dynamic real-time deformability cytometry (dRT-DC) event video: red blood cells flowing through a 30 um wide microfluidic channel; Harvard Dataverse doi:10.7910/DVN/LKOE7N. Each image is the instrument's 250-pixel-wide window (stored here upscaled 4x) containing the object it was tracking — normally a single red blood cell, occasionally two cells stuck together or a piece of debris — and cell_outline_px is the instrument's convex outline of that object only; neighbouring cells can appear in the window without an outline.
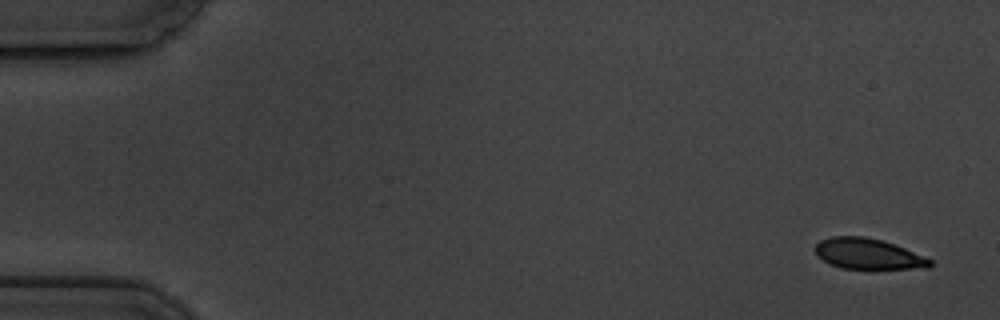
{"species": "common noctule bat (a hibernating species)", "species_latin": "Nyctalus noctula", "temperature_condition": "cold", "stored_images_in_passage": 6, "camera_frame_rate_fps": 3000, "um_per_image_px": 0.085, "animal": {"sex": "male", "body_mass_g": 19.5, "forearm_length_mm": 54.6}, "frame": {"image": 1, "passage_image": 1, "time_ms": 0.0, "image_size_px": [1000, 320], "cell_outline_px": [[932, 264], [928, 268], [840, 268], [816, 256], [812, 248], [820, 240], [832, 236], [864, 236], [880, 240], [904, 248], [932, 260]], "centroid_in_image_um": [73.72, 21.57], "position_along_channel_um": 11.3, "area_um2": 20.29}}
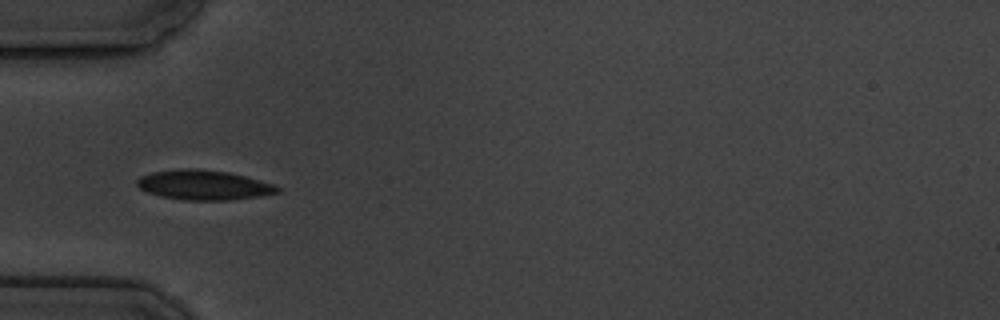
{"frame": {"image": 2, "passage_image": 5, "time_ms": 5.333, "image_size_px": [1000, 320], "cell_outline_px": [[280, 192], [260, 196], [228, 200], [184, 200], [160, 196], [148, 192], [140, 188], [136, 184], [136, 180], [140, 176], [152, 172], [180, 168], [196, 168], [228, 172], [244, 176], [272, 184], [280, 188]], "centroid_in_image_um": [17.28, 15.72], "position_along_channel_um": 67.7, "area_um2": 24.28}}